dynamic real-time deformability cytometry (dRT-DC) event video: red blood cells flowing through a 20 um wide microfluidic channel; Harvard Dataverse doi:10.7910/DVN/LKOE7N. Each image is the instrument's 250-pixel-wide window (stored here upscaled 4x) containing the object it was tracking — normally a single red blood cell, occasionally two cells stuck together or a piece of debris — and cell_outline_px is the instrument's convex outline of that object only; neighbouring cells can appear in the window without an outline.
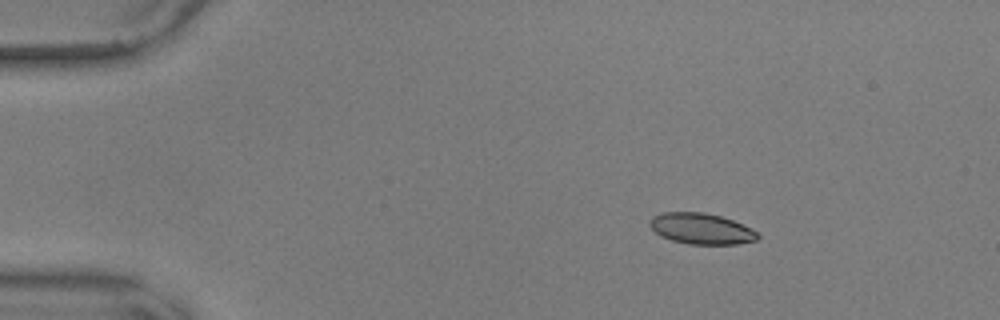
{"species": "common noctule bat (a hibernating species)", "species_latin": "Nyctalus noctula", "temperature_condition": "warm", "stored_images_in_passage": 55, "camera_frame_rate_fps": 3000, "um_per_image_px": 0.085, "animal": {"sex": "male", "body_mass_g": 17.9, "forearm_length_mm": 54.2}, "frame": {"image": 1, "passage_image": 8, "time_ms": 2.333, "image_size_px": [1000, 320], "cell_outline_px": [[760, 236], [756, 240], [736, 244], [688, 244], [672, 240], [660, 236], [648, 224], [648, 220], [652, 216], [664, 212], [704, 212], [720, 216], [732, 220], [752, 228]], "centroid_in_image_um": [59.58, 19.43], "position_along_channel_um": 25.4, "area_um2": 19.48}}
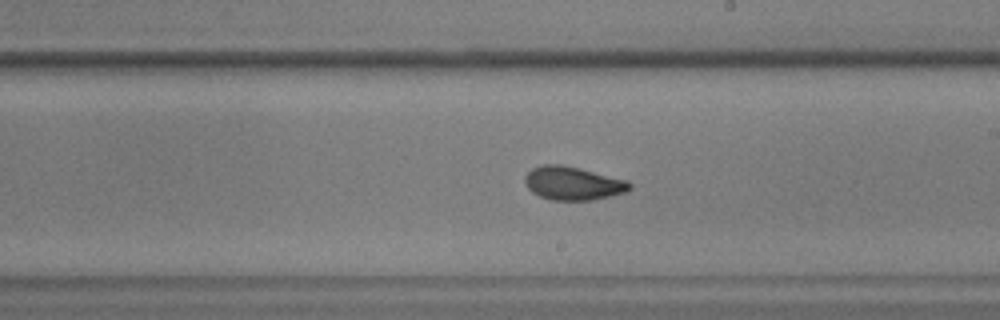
{"frame": {"image": 2, "passage_image": 32, "time_ms": 10.333, "image_size_px": [1000, 320], "cell_outline_px": [[632, 188], [628, 192], [592, 200], [552, 200], [540, 196], [532, 192], [528, 188], [524, 180], [524, 176], [532, 168], [540, 164], [560, 164], [580, 168], [628, 180], [632, 184]], "centroid_in_image_um": [48.72, 15.57], "position_along_channel_um": 240.3, "area_um2": 20.63}}
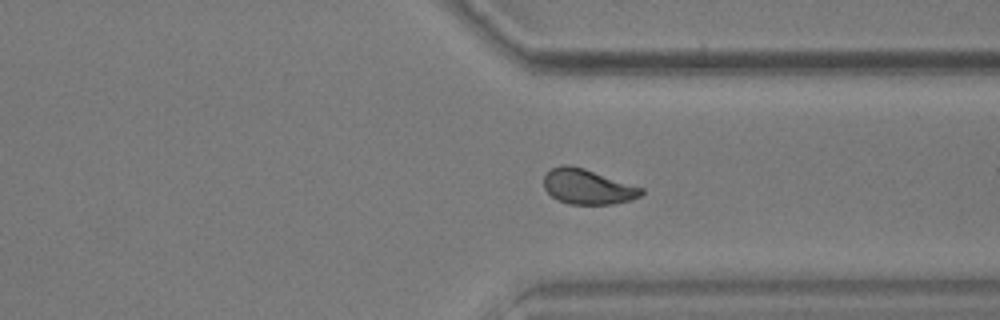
{"frame": {"image": 3, "passage_image": 42, "time_ms": 13.667, "image_size_px": [1000, 320], "cell_outline_px": [[644, 192], [640, 196], [628, 200], [612, 204], [568, 204], [556, 200], [544, 188], [544, 176], [552, 168], [560, 164], [568, 164], [584, 168], [644, 188]], "centroid_in_image_um": [49.93, 15.86], "position_along_channel_um": 361.5, "area_um2": 19.94}, "authors_computed_cell_mechanics": {"area_um2": 20.23, "velocity_mm_per_s": 3.6356, "shape_relaxation_time_tau1_ms": 4.054, "shape_relaxation_time_tau2_ms": 1.4443, "deformation_change_tau1": 0.14, "deformation_change_tau2": 0.0572}}